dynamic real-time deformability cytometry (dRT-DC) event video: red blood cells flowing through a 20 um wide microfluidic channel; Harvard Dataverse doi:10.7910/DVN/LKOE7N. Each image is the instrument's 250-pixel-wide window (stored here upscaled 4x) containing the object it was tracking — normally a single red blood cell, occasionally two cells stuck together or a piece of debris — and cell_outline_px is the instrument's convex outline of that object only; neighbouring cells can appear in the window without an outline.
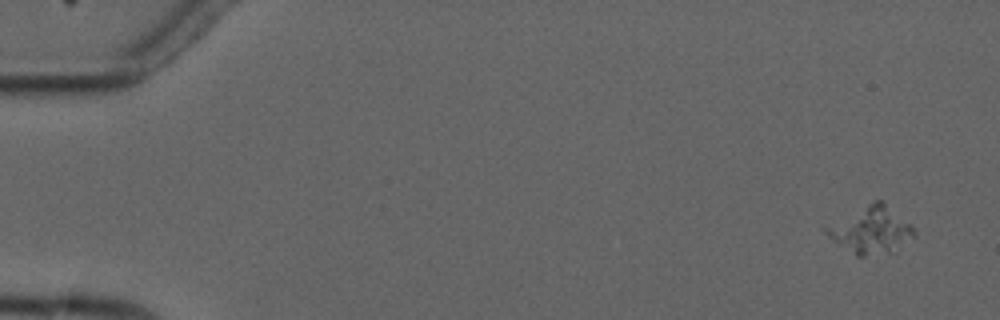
{"species": "common noctule bat (a hibernating species)", "species_latin": "Nyctalus noctula", "temperature_condition": "cold", "stored_images_in_passage": 5, "camera_frame_rate_fps": 3000, "um_per_image_px": 0.085, "animal": {"sex": "male", "forearm_length_mm": 52.5}, "frame": {"image": 1, "passage_image": 1, "time_ms": 0.0, "image_size_px": [1000, 320], "cell_outline_px": [[916, 236], [892, 252], [864, 256], [856, 256], [836, 244], [824, 232], [824, 228], [872, 200], [884, 200], [912, 224], [916, 228]], "centroid_in_image_um": [74.09, 19.54], "position_along_channel_um": 10.9, "area_um2": 24.28}}